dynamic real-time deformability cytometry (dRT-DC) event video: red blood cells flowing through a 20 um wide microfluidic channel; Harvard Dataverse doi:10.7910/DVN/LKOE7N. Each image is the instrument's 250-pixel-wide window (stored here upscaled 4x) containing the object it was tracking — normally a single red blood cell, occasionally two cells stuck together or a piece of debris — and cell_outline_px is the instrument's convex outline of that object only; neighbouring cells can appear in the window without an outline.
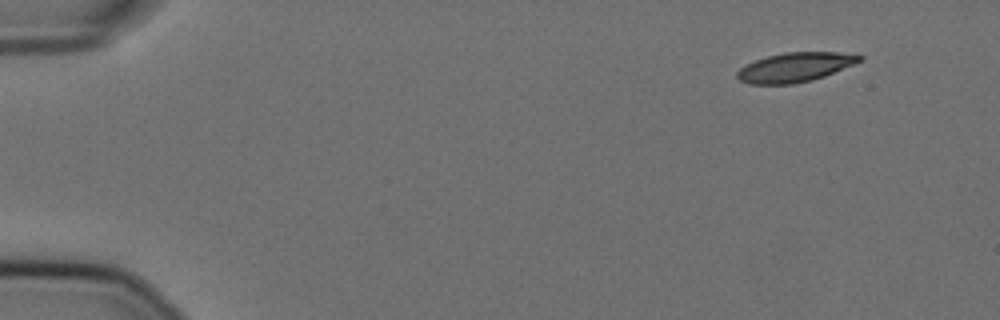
{"species": "Egyptian fruit bat (a non-hibernating species)", "species_latin": "Rousettus aegyptiacus", "temperature_condition": "cold", "stored_images_in_passage": 52, "camera_frame_rate_fps": 3000, "um_per_image_px": 0.085, "animal": {"sex": "female"}, "frame": {"image": 1, "passage_image": 1, "time_ms": 0.0, "image_size_px": [1000, 320], "cell_outline_px": [[864, 60], [824, 76], [812, 80], [792, 84], [748, 84], [740, 80], [736, 76], [736, 72], [740, 68], [756, 60], [768, 56], [784, 52], [836, 52], [864, 56]], "centroid_in_image_um": [67.58, 5.72], "position_along_channel_um": 17.4, "area_um2": 20.81}}
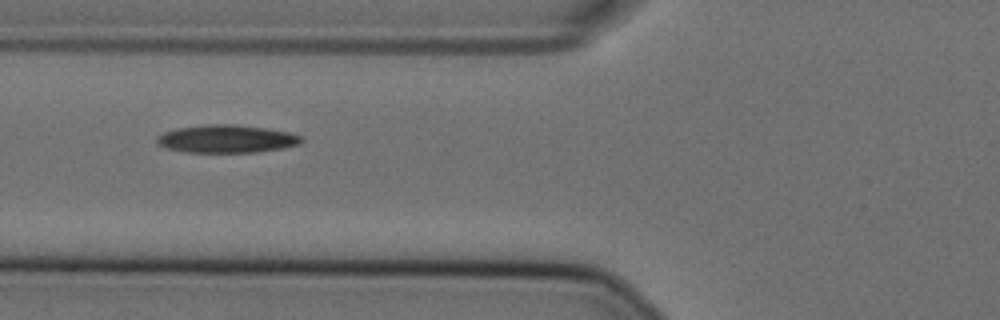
{"frame": {"image": 2, "passage_image": 18, "time_ms": 5.667, "image_size_px": [1000, 320], "cell_outline_px": [[304, 140], [300, 144], [284, 148], [256, 152], [184, 152], [168, 148], [160, 144], [156, 140], [164, 132], [176, 128], [208, 124], [236, 124], [264, 128], [288, 132], [300, 136]], "centroid_in_image_um": [19.3, 11.8], "position_along_channel_um": 106.5, "area_um2": 23.29}}
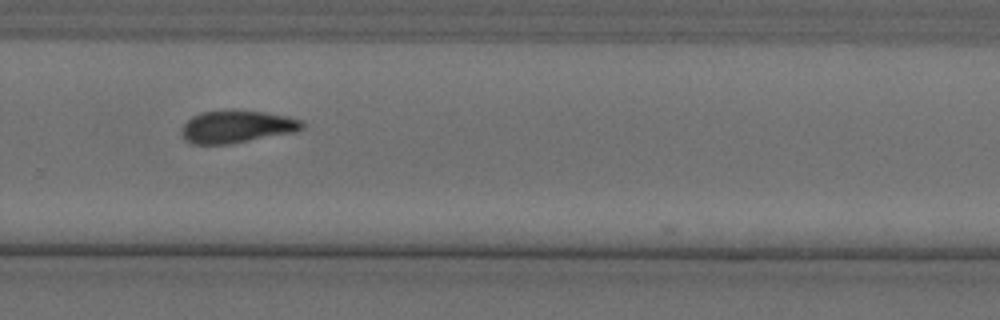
{"frame": {"image": 3, "passage_image": 35, "time_ms": 11.333, "image_size_px": [1000, 320], "cell_outline_px": [[304, 128], [296, 132], [228, 144], [192, 144], [184, 140], [180, 132], [184, 124], [192, 116], [200, 112], [264, 112], [288, 116], [304, 120]], "centroid_in_image_um": [20.15, 10.8], "position_along_channel_um": 309.7, "area_um2": 22.48}, "authors_computed_cell_mechanics": {"area_um2": 22.5998, "velocity_mm_per_s": 3.5854, "shape_relaxation_time_tau1_ms": 5.1021, "shape_relaxation_time_tau2_ms": 5.5349, "deformation_change_tau1": 0.1725, "deformation_change_tau2": 0.1327}}